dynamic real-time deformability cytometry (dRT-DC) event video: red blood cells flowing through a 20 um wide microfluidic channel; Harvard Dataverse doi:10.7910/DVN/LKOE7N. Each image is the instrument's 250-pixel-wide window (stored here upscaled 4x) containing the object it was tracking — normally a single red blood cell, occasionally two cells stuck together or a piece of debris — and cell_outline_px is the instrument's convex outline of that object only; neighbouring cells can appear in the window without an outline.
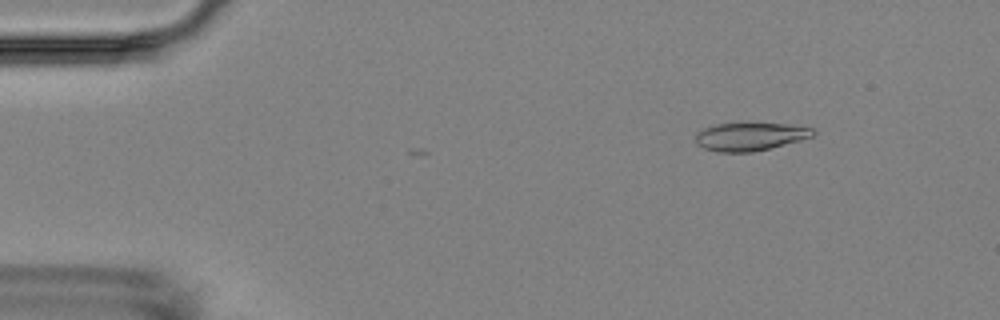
{"species": "Egyptian fruit bat (a non-hibernating species)", "species_latin": "Rousettus aegyptiacus", "temperature_condition": "room temperature", "stored_images_in_passage": 5, "camera_frame_rate_fps": 3000, "um_per_image_px": 0.085, "animal": {"sex": "female"}, "frame": {"image": 1, "passage_image": 2, "time_ms": 1.0, "image_size_px": [1000, 320], "cell_outline_px": [[816, 132], [812, 136], [800, 140], [752, 152], [716, 152], [704, 148], [696, 144], [696, 132], [704, 128], [716, 124], [748, 120], [788, 124], [812, 128]], "centroid_in_image_um": [63.72, 11.55], "position_along_channel_um": 21.3, "area_um2": 19.94}}